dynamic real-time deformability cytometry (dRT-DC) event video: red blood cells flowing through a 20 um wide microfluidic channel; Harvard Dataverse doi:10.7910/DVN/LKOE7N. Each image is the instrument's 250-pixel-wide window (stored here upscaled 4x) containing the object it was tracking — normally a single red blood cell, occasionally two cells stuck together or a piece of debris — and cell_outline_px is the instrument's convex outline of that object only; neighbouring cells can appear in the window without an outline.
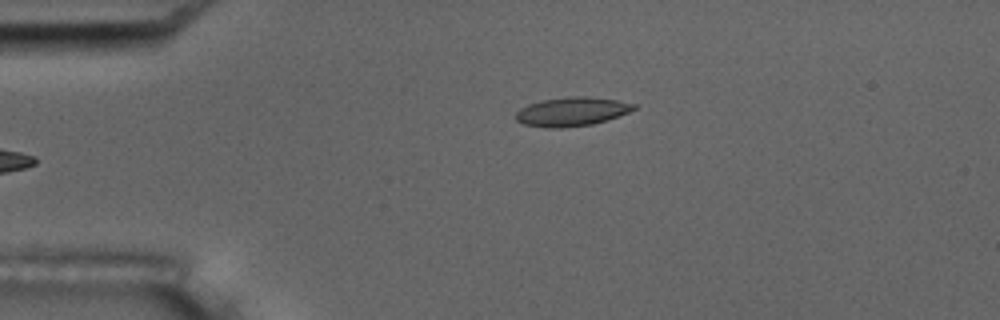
{"species": "common noctule bat (a hibernating species)", "species_latin": "Nyctalus noctula", "temperature_condition": "room temperature", "stored_images_in_passage": 38, "camera_frame_rate_fps": 3000, "um_per_image_px": 0.085, "animal": {"sex": "male", "body_mass_g": 17.5, "forearm_length_mm": 52.3}, "frame": {"image": 1, "passage_image": 1, "time_ms": 0.0, "image_size_px": [1000, 320], "cell_outline_px": [[636, 108], [628, 112], [608, 120], [592, 124], [560, 128], [548, 128], [524, 124], [516, 120], [516, 112], [520, 108], [528, 104], [544, 100], [568, 96], [588, 96], [616, 100], [636, 104]], "centroid_in_image_um": [48.6, 9.48], "position_along_channel_um": 36.4, "area_um2": 19.83}, "authors_computed_cell_mechanics": {"area_um2": 19.4208, "velocity_mm_per_s": 3.6309, "shape_relaxation_time_tau1_ms": null, "shape_relaxation_time_tau2_ms": 1.4079, "deformation_change_tau1": null, "deformation_change_tau2": 0.082}}